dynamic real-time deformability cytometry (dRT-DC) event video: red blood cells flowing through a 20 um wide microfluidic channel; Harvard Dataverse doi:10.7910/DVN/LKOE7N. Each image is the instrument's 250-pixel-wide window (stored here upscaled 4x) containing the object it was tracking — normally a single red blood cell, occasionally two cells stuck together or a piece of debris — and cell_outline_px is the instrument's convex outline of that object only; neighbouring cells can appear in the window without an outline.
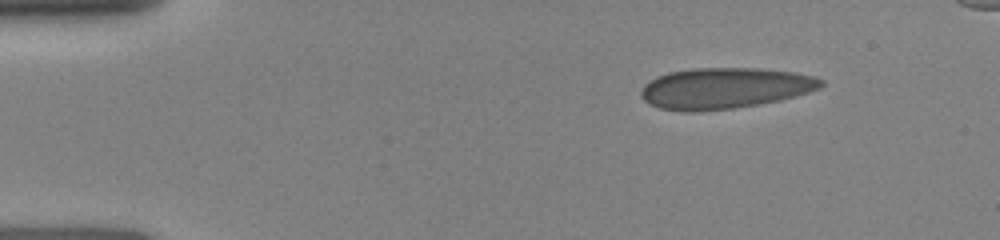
{"species": "human", "species_latin": "Homo sapiens", "temperature_condition": "room temperature", "stored_images_in_passage": 26, "segment_of_instrument_passage": [1, 2], "camera_frame_rate_fps": 3000, "um_per_image_px": 0.085, "donor": {"sex": "female"}, "frame": {"image": 1, "passage_image": 1, "time_ms": 0.0, "image_size_px": [1000, 240], "cell_outline_px": [[824, 84], [820, 88], [796, 96], [780, 100], [760, 104], [732, 108], [696, 112], [684, 112], [660, 108], [648, 104], [640, 96], [640, 92], [644, 84], [656, 76], [668, 72], [692, 68], [760, 68], [796, 72], [816, 76], [824, 80]], "centroid_in_image_um": [61.6, 7.49], "position_along_channel_um": 23.4, "area_um2": 43.47}}
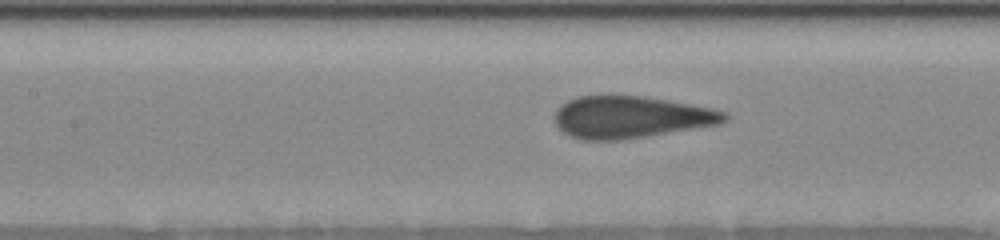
{"frame": {"image": 2, "passage_image": 11, "time_ms": 5.0, "image_size_px": [1000, 240], "cell_outline_px": [[728, 116], [720, 124], [648, 136], [620, 140], [580, 140], [568, 136], [556, 124], [556, 108], [560, 104], [576, 96], [608, 92], [644, 96], [692, 104], [712, 108], [724, 112]], "centroid_in_image_um": [53.55, 9.91], "position_along_channel_um": 153.9, "area_um2": 42.54}}
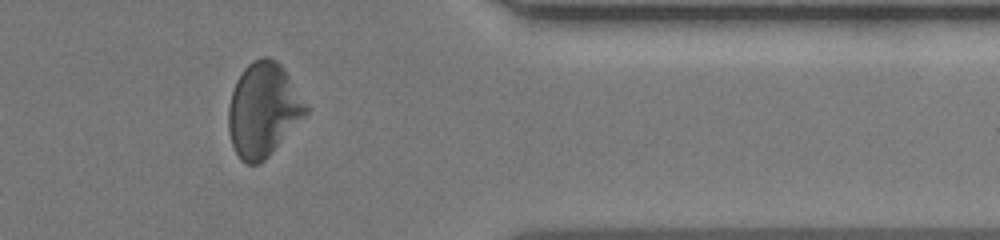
{"frame": {"image": 3, "passage_image": 21, "time_ms": 11.0, "image_size_px": [1000, 240], "cell_outline_px": [[308, 112], [272, 152], [260, 164], [248, 164], [240, 160], [232, 144], [228, 128], [228, 108], [232, 92], [236, 80], [244, 68], [252, 60], [260, 56], [268, 56], [276, 60], [284, 68], [308, 108]], "centroid_in_image_um": [22.35, 9.31], "position_along_channel_um": 389.1, "area_um2": 42.08}}